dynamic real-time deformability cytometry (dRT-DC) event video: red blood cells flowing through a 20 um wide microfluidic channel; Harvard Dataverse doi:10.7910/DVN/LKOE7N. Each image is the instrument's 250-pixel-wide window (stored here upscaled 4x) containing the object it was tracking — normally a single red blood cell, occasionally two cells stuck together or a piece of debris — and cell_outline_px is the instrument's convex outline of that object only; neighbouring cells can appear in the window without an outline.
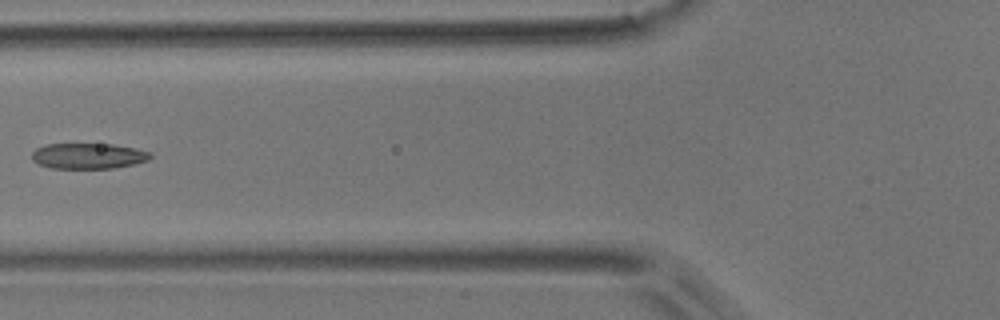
{"species": "common noctule bat (a hibernating species)", "species_latin": "Nyctalus noctula", "temperature_condition": "room temperature", "stored_images_in_passage": 7, "camera_frame_rate_fps": 3000, "um_per_image_px": 0.085, "animal": {"sex": "male", "body_mass_g": 17.9}, "frame": {"image": 1, "passage_image": 6, "time_ms": 6.0, "image_size_px": [1000, 320], "cell_outline_px": [[152, 156], [148, 160], [136, 164], [116, 168], [52, 168], [40, 164], [32, 160], [32, 152], [36, 148], [44, 144], [112, 144], [136, 148], [152, 152]], "centroid_in_image_um": [7.54, 13.25], "position_along_channel_um": 118.3, "area_um2": 17.86}}
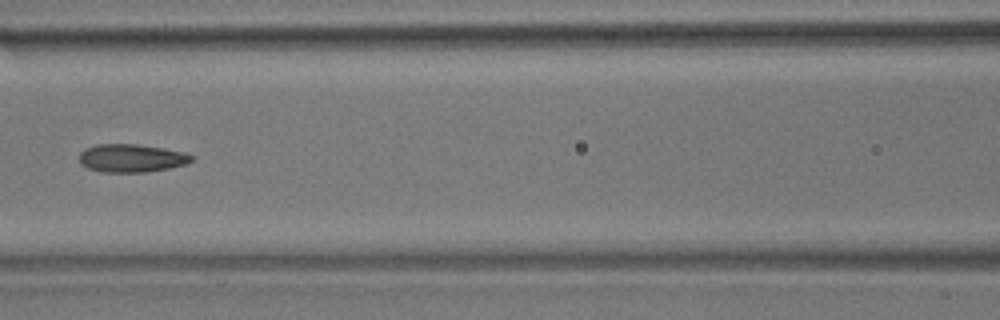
{"frame": {"image": 2, "passage_image": 7, "time_ms": 7.0, "image_size_px": [1000, 320], "cell_outline_px": [[196, 156], [192, 160], [184, 164], [168, 168], [144, 172], [104, 172], [88, 168], [80, 164], [80, 152], [84, 148], [96, 144], [136, 144], [184, 152]], "centroid_in_image_um": [11.14, 13.43], "position_along_channel_um": 155.5, "area_um2": 18.26}}